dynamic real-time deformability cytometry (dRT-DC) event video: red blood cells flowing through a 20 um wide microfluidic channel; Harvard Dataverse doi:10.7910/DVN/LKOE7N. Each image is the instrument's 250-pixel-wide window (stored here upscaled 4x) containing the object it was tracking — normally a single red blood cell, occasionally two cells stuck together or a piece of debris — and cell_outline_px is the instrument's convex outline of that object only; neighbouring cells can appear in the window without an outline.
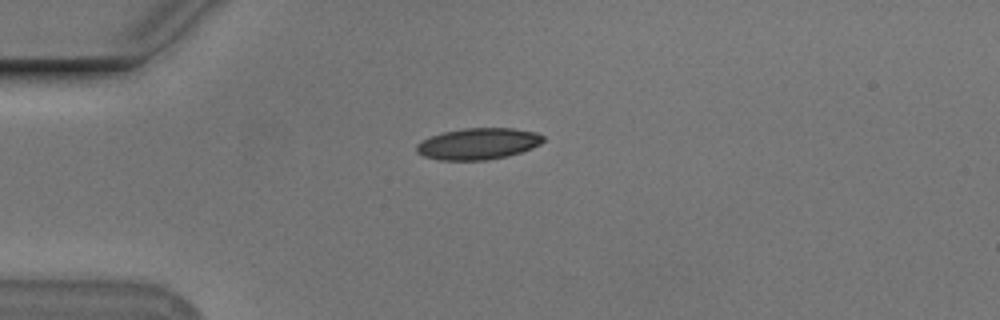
{"species": "Egyptian fruit bat (a non-hibernating species)", "species_latin": "Rousettus aegyptiacus", "temperature_condition": "cold", "stored_images_in_passage": 41, "camera_frame_rate_fps": 3000, "um_per_image_px": 0.085, "animal": {"sex": "male"}, "frame": {"image": 1, "passage_image": 1, "time_ms": 0.0, "image_size_px": [1000, 320], "cell_outline_px": [[544, 140], [540, 144], [532, 148], [508, 156], [488, 160], [440, 160], [424, 156], [416, 152], [416, 144], [432, 136], [444, 132], [464, 128], [512, 128], [536, 132], [544, 136]], "centroid_in_image_um": [40.66, 12.22], "position_along_channel_um": 44.3, "area_um2": 23.12}}
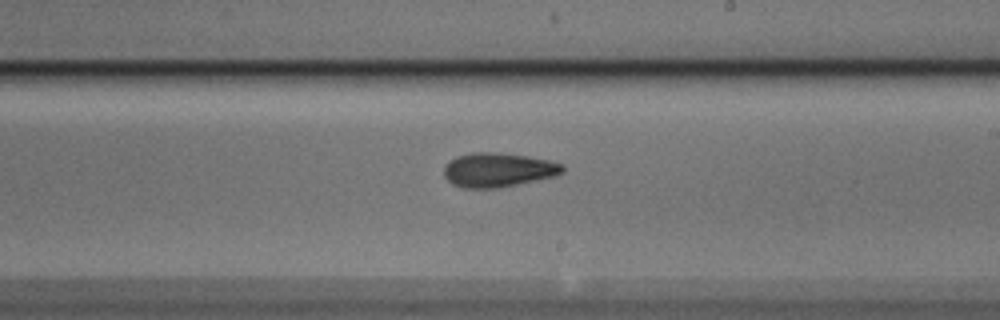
{"frame": {"image": 2, "passage_image": 19, "time_ms": 6.0, "image_size_px": [1000, 320], "cell_outline_px": [[564, 172], [556, 176], [500, 188], [464, 188], [452, 184], [444, 176], [444, 168], [448, 160], [456, 156], [472, 152], [500, 152], [528, 156], [548, 160], [564, 164]], "centroid_in_image_um": [42.34, 14.43], "position_along_channel_um": 246.7, "area_um2": 23.99}}
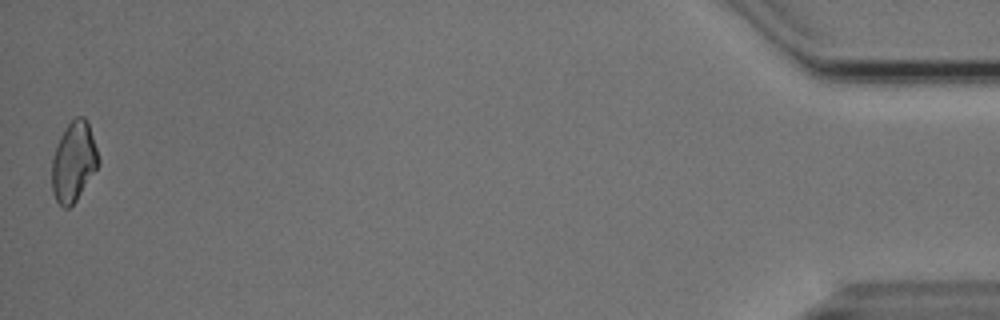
{"frame": {"image": 3, "passage_image": 41, "time_ms": 13.333, "image_size_px": [1000, 320], "cell_outline_px": [[100, 164], [76, 200], [68, 208], [64, 208], [56, 200], [52, 192], [52, 160], [56, 144], [60, 136], [68, 124], [76, 116], [84, 116], [88, 124], [100, 160]], "centroid_in_image_um": [6.25, 13.75], "position_along_channel_um": 428.9, "area_um2": 21.44}, "authors_computed_cell_mechanics": {"area_um2": 22.7154, "velocity_mm_per_s": 3.7626, "shape_relaxation_time_tau1_ms": 3.2194, "shape_relaxation_time_tau2_ms": 5.6528, "deformation_change_tau1": 0.1148, "deformation_change_tau2": 0.1251}}